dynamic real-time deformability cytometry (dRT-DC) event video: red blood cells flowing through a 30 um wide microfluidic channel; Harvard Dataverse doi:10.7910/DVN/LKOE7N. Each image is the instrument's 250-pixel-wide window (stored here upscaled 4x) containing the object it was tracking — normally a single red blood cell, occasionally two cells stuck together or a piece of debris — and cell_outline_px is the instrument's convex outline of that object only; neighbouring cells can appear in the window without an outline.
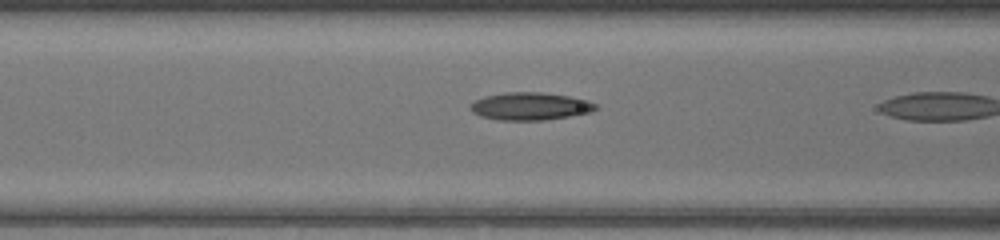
{"species": "common noctule bat (a hibernating species)", "species_latin": "Nyctalus noctula", "temperature_condition": "warm", "stored_images_in_passage": 9, "camera_frame_rate_fps": 3000, "um_per_image_px": 0.085, "animal": {"sex": "female", "body_mass_g": 17.0, "forearm_length_mm": 48.0}, "frame": {"image": 1, "passage_image": 8, "time_ms": 2.333, "image_size_px": [1000, 240], "cell_outline_px": [[596, 108], [592, 112], [544, 120], [496, 120], [480, 116], [472, 112], [468, 104], [484, 96], [504, 92], [544, 92], [568, 96], [588, 100], [596, 104]], "centroid_in_image_um": [45.02, 9.03], "position_along_channel_um": 121.6, "area_um2": 20.29}}